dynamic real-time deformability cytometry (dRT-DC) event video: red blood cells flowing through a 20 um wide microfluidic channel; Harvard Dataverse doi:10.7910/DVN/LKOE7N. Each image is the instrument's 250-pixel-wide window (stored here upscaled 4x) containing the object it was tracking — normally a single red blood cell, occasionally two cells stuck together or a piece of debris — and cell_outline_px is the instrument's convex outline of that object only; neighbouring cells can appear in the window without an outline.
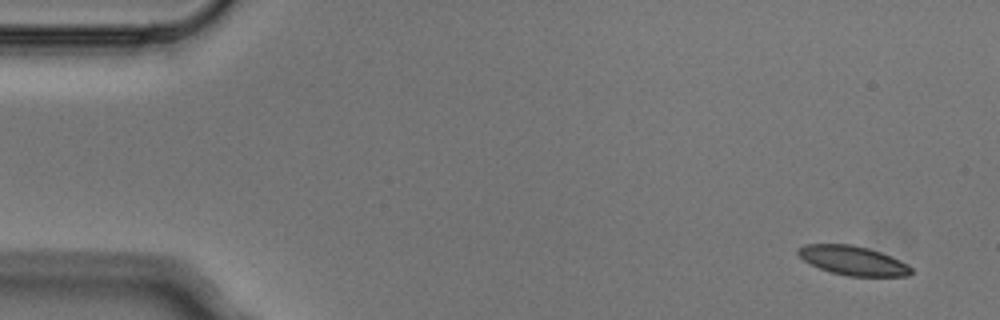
{"species": "Egyptian fruit bat (a non-hibernating species)", "species_latin": "Rousettus aegyptiacus", "temperature_condition": "cold", "stored_images_in_passage": 4, "camera_frame_rate_fps": 3000, "um_per_image_px": 0.085, "animal": {"sex": "male"}, "frame": {"image": 1, "passage_image": 1, "time_ms": 0.0, "image_size_px": [1000, 320], "cell_outline_px": [[912, 272], [908, 276], [848, 276], [832, 272], [820, 268], [804, 260], [796, 252], [796, 248], [804, 244], [852, 244], [868, 248], [880, 252], [900, 260], [908, 264], [912, 268]], "centroid_in_image_um": [72.5, 22.13], "position_along_channel_um": 12.5, "area_um2": 19.19}}
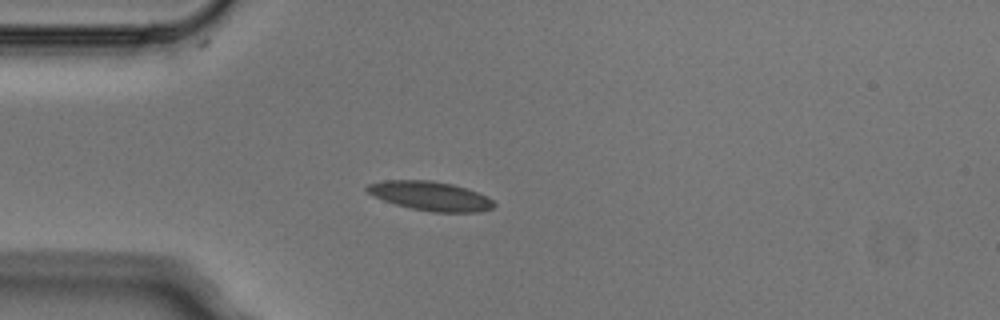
{"frame": {"image": 2, "passage_image": 4, "time_ms": 1.0, "image_size_px": [1000, 320], "cell_outline_px": [[496, 204], [492, 208], [480, 212], [432, 212], [412, 208], [396, 204], [384, 200], [368, 192], [364, 188], [368, 184], [384, 180], [432, 180], [452, 184], [488, 196]], "centroid_in_image_um": [36.6, 16.65], "position_along_channel_um": 48.4, "area_um2": 21.39}}